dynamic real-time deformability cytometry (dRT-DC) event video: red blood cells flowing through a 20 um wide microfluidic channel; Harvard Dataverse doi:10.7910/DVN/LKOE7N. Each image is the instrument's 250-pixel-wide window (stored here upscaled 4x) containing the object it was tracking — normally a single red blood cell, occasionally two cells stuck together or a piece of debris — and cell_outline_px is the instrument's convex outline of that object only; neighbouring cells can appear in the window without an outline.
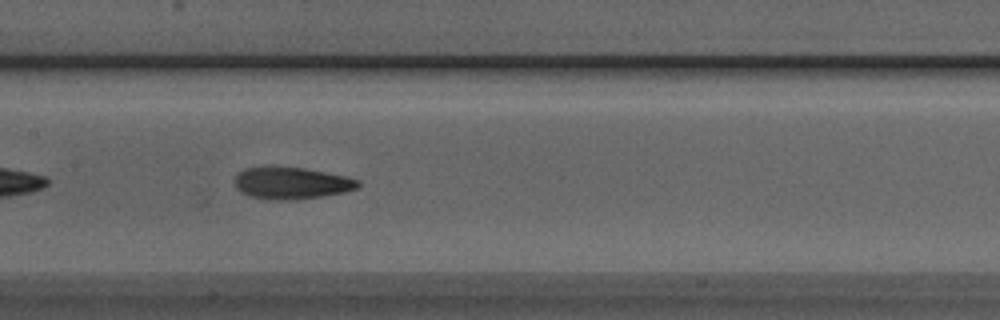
{"species": "Egyptian fruit bat (a non-hibernating species)", "species_latin": "Rousettus aegyptiacus", "temperature_condition": "room temperature", "stored_images_in_passage": 30, "camera_frame_rate_fps": 3000, "um_per_image_px": 0.085, "animal": {"sex": "male"}, "frame": {"image": 1, "passage_image": 11, "time_ms": 3.333, "image_size_px": [1000, 320], "cell_outline_px": [[360, 184], [356, 188], [344, 192], [324, 196], [288, 200], [268, 200], [248, 196], [240, 192], [236, 188], [232, 180], [244, 168], [272, 164], [304, 168], [348, 176], [360, 180]], "centroid_in_image_um": [24.71, 15.53], "position_along_channel_um": 182.7, "area_um2": 23.76}}
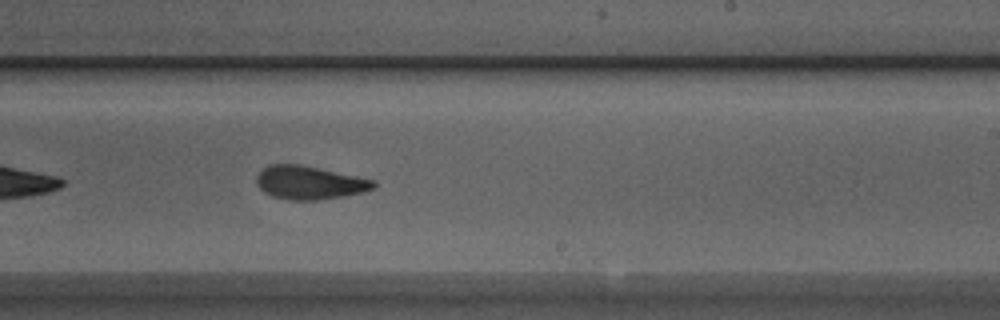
{"frame": {"image": 2, "passage_image": 17, "time_ms": 5.333, "image_size_px": [1000, 320], "cell_outline_px": [[376, 184], [372, 188], [360, 192], [344, 196], [316, 200], [288, 200], [272, 196], [264, 192], [256, 184], [256, 176], [268, 164], [300, 164], [376, 180]], "centroid_in_image_um": [26.26, 15.52], "position_along_channel_um": 262.7, "area_um2": 22.66}}
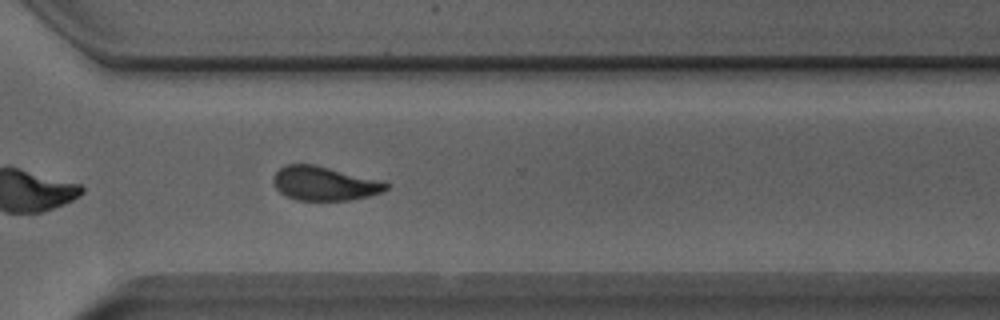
{"frame": {"image": 3, "passage_image": 23, "time_ms": 7.333, "image_size_px": [1000, 320], "cell_outline_px": [[388, 188], [384, 192], [368, 196], [348, 200], [296, 200], [280, 192], [276, 188], [272, 180], [272, 176], [280, 168], [288, 164], [316, 164], [376, 180], [388, 184]], "centroid_in_image_um": [27.52, 15.59], "position_along_channel_um": 343.1, "area_um2": 22.08}}